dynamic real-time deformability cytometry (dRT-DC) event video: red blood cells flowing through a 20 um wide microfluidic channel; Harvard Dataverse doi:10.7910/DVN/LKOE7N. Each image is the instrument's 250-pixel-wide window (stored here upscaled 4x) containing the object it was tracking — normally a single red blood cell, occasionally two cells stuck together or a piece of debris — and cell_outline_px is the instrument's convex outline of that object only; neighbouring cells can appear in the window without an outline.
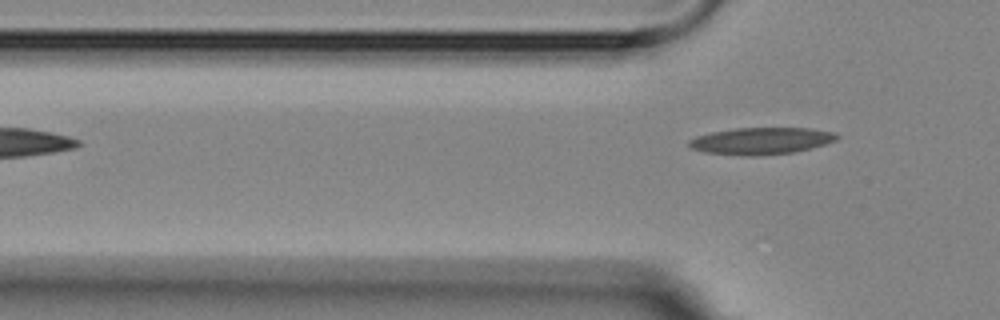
{"species": "Egyptian fruit bat (a non-hibernating species)", "species_latin": "Rousettus aegyptiacus", "temperature_condition": "room temperature", "stored_images_in_passage": 5, "segment_of_instrument_passage": [2, 2], "camera_frame_rate_fps": 3000, "um_per_image_px": 0.085, "animal": {"sex": "female"}, "frame": {"image": 1, "passage_image": 5, "time_ms": 5.667, "image_size_px": [1000, 320], "cell_outline_px": [[840, 136], [836, 140], [824, 144], [792, 152], [756, 156], [740, 156], [704, 152], [688, 148], [688, 140], [696, 136], [712, 132], [736, 128], [808, 128], [832, 132]], "centroid_in_image_um": [64.62, 11.98], "position_along_channel_um": 61.2, "area_um2": 23.12}}